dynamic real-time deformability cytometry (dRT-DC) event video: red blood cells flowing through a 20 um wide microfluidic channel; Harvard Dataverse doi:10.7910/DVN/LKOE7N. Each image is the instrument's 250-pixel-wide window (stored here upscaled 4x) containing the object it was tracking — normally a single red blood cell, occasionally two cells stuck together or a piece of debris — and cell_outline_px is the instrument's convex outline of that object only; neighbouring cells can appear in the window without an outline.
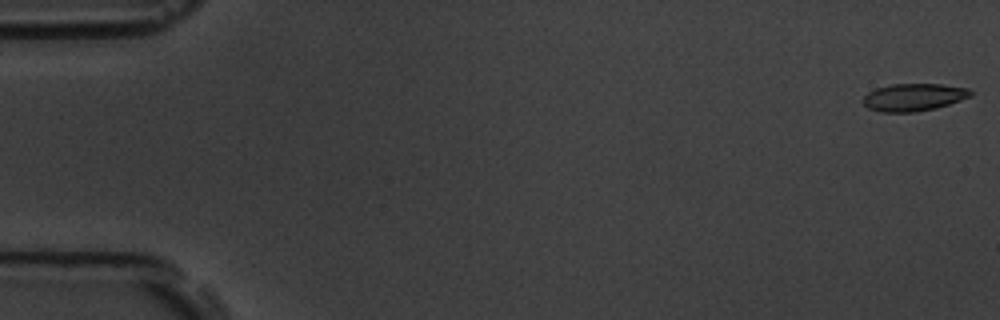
{"species": "common noctule bat (a hibernating species)", "species_latin": "Nyctalus noctula", "temperature_condition": "room temperature", "stored_images_in_passage": 5, "camera_frame_rate_fps": 3000, "um_per_image_px": 0.085, "animal": {"sex": "male", "body_mass_g": 19.5, "forearm_length_mm": 54.6}, "frame": {"image": 1, "passage_image": 1, "time_ms": 0.0, "image_size_px": [1000, 320], "cell_outline_px": [[972, 96], [936, 108], [916, 112], [880, 112], [868, 108], [860, 100], [868, 92], [876, 88], [892, 84], [940, 84], [968, 88], [972, 92]], "centroid_in_image_um": [77.63, 8.27], "position_along_channel_um": 7.4, "area_um2": 17.28}}
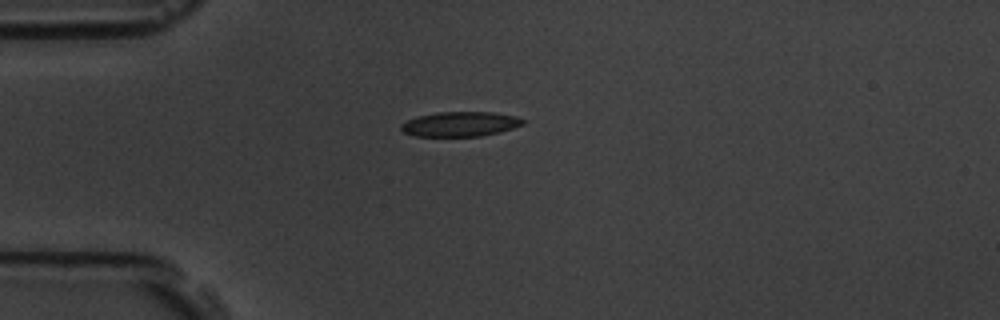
{"frame": {"image": 2, "passage_image": 5, "time_ms": 1.333, "image_size_px": [1000, 320], "cell_outline_px": [[524, 124], [500, 132], [480, 136], [416, 136], [404, 132], [400, 128], [400, 124], [416, 116], [436, 112], [492, 112], [516, 116], [524, 120]], "centroid_in_image_um": [39.1, 10.54], "position_along_channel_um": 45.9, "area_um2": 17.57}}